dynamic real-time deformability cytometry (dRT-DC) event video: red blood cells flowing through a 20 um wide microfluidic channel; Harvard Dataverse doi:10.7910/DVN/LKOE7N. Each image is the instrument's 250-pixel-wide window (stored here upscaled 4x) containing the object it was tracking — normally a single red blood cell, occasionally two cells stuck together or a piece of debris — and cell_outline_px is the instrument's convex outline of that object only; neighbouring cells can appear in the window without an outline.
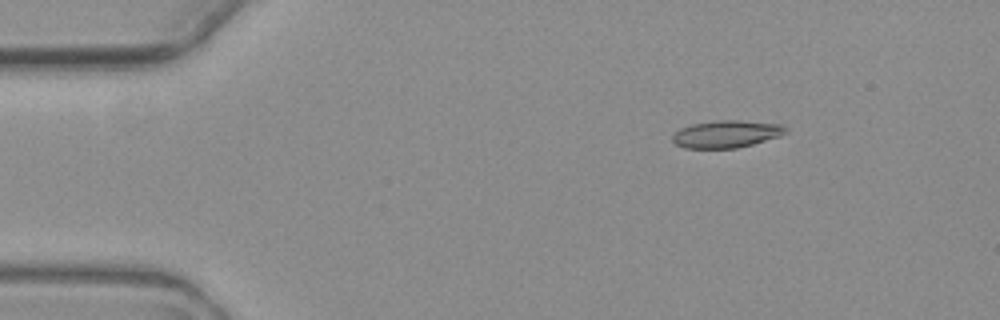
{"species": "common noctule bat (a hibernating species)", "species_latin": "Nyctalus noctula", "temperature_condition": "warm", "stored_images_in_passage": 5, "camera_frame_rate_fps": 3000, "um_per_image_px": 0.085, "animal": {"sex": "female", "body_mass_g": 19.3, "forearm_length_mm": 54.1}, "frame": {"image": 1, "passage_image": 1, "time_ms": 0.0, "image_size_px": [1000, 320], "cell_outline_px": [[788, 132], [780, 136], [752, 144], [736, 148], [684, 148], [676, 144], [672, 140], [672, 136], [680, 128], [692, 124], [716, 120], [736, 120], [784, 124], [788, 128]], "centroid_in_image_um": [61.77, 11.38], "position_along_channel_um": 23.2, "area_um2": 18.09}}
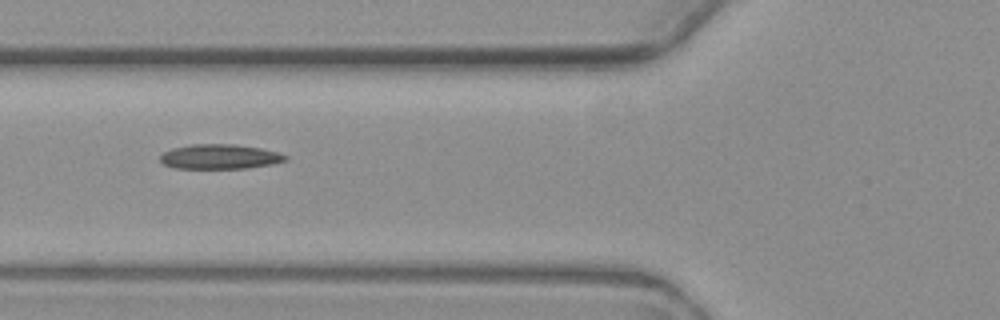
{"frame": {"image": 2, "passage_image": 4, "time_ms": 4.333, "image_size_px": [1000, 320], "cell_outline_px": [[288, 160], [272, 164], [248, 168], [176, 168], [164, 164], [160, 160], [160, 156], [164, 152], [172, 148], [192, 144], [232, 144], [260, 148], [276, 152], [288, 156]], "centroid_in_image_um": [18.69, 13.31], "position_along_channel_um": 107.1, "area_um2": 17.92}}
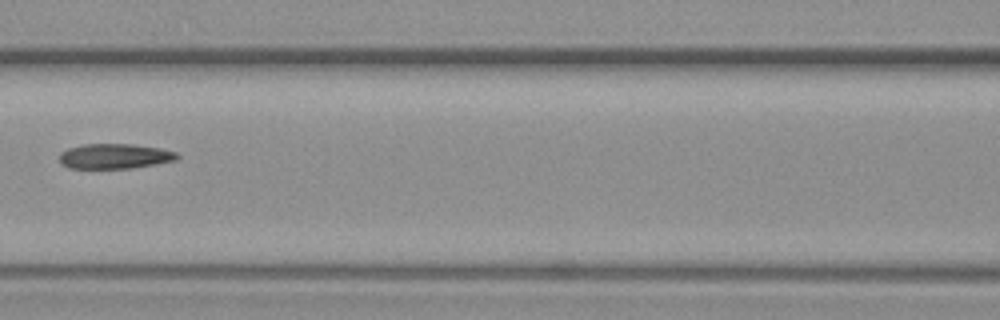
{"frame": {"image": 3, "passage_image": 5, "time_ms": 5.667, "image_size_px": [1000, 320], "cell_outline_px": [[180, 156], [176, 160], [156, 164], [132, 168], [68, 168], [60, 164], [60, 152], [68, 148], [84, 144], [132, 144], [160, 148], [176, 152]], "centroid_in_image_um": [9.74, 13.28], "position_along_channel_um": 156.9, "area_um2": 17.22}}